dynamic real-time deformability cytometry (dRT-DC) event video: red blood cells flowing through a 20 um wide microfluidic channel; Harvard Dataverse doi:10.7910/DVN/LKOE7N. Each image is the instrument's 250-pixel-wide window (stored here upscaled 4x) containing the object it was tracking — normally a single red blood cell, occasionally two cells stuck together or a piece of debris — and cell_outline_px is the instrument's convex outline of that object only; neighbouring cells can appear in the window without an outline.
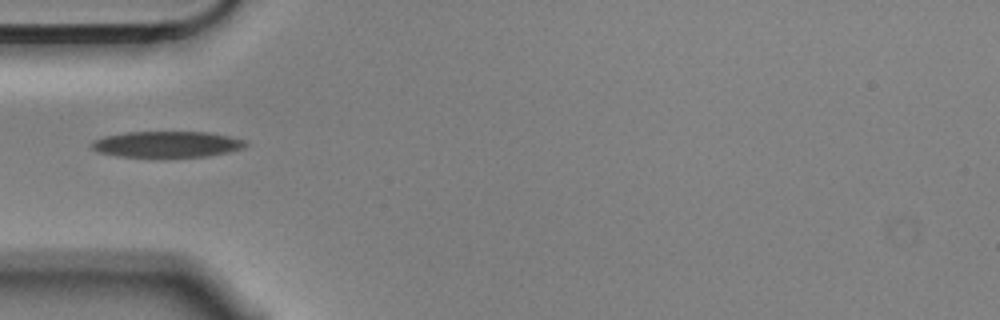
{"species": "Egyptian fruit bat (a non-hibernating species)", "species_latin": "Rousettus aegyptiacus", "temperature_condition": "cold", "stored_images_in_passage": 1, "camera_frame_rate_fps": 3000, "um_per_image_px": 0.085, "animal": {"sex": "male"}, "frame": {"image": 1, "passage_image": 1, "time_ms": 0.0, "image_size_px": [1000, 320], "cell_outline_px": [[248, 144], [244, 148], [228, 152], [208, 156], [116, 156], [100, 152], [92, 148], [92, 140], [104, 136], [128, 132], [208, 132], [228, 136], [244, 140]], "centroid_in_image_um": [14.2, 12.25], "position_along_channel_um": 70.8, "area_um2": 23.06}}